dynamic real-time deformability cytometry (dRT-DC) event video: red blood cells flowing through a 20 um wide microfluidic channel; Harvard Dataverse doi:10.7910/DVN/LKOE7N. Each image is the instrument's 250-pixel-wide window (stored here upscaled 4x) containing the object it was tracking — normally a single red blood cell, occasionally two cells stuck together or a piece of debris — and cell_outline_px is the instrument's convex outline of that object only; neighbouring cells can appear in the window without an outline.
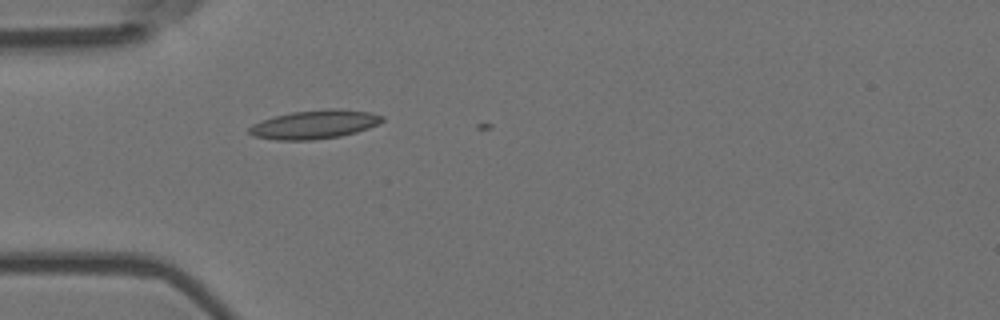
{"species": "Egyptian fruit bat (a non-hibernating species)", "species_latin": "Rousettus aegyptiacus", "temperature_condition": "room temperature", "stored_images_in_passage": 5, "camera_frame_rate_fps": 3000, "um_per_image_px": 0.085, "animal": {"sex": "female"}, "frame": {"image": 1, "passage_image": 5, "time_ms": 1.333, "image_size_px": [1000, 320], "cell_outline_px": [[384, 120], [368, 128], [356, 132], [340, 136], [312, 140], [276, 140], [252, 136], [248, 132], [248, 128], [252, 124], [276, 116], [292, 112], [328, 108], [336, 108], [368, 112], [384, 116]], "centroid_in_image_um": [26.72, 10.58], "position_along_channel_um": 58.3, "area_um2": 22.14}}